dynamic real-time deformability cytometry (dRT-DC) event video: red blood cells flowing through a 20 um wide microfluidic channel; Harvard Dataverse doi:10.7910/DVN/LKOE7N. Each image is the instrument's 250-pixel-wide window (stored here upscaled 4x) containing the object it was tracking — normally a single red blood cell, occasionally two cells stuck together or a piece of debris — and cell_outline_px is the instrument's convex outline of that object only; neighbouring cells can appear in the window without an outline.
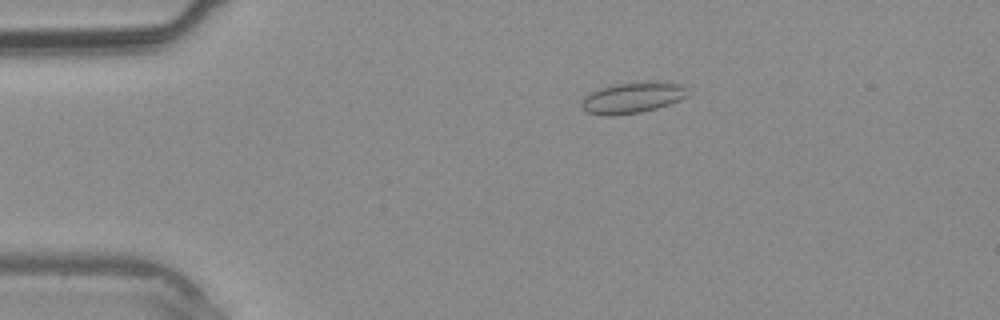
{"species": "common noctule bat (a hibernating species)", "species_latin": "Nyctalus noctula", "temperature_condition": "warm", "stored_images_in_passage": 38, "camera_frame_rate_fps": 3000, "um_per_image_px": 0.085, "animal": {"sex": "male", "body_mass_g": 20.4}, "frame": {"image": 1, "passage_image": 7, "time_ms": 2.0, "image_size_px": [1000, 320], "cell_outline_px": [[688, 96], [680, 100], [656, 108], [640, 112], [608, 116], [584, 112], [580, 108], [580, 104], [584, 96], [588, 92], [600, 88], [616, 84], [652, 80], [656, 80], [680, 84], [688, 88]], "centroid_in_image_um": [53.74, 8.29], "position_along_channel_um": 31.3, "area_um2": 19.54}}
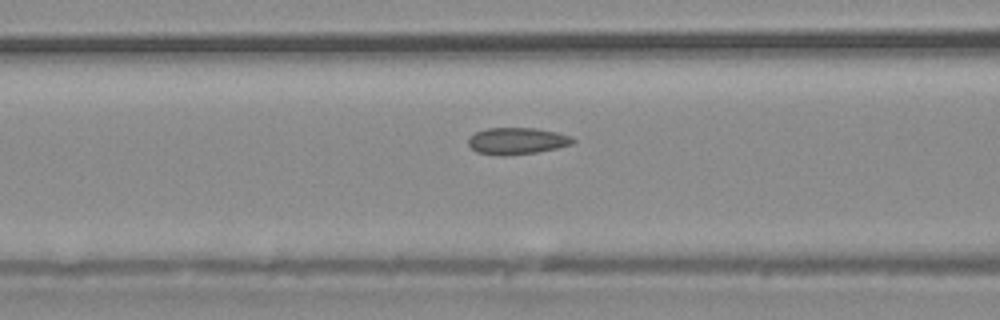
{"frame": {"image": 2, "passage_image": 15, "time_ms": 4.667, "image_size_px": [1000, 320], "cell_outline_px": [[576, 140], [572, 144], [556, 148], [536, 152], [504, 156], [476, 152], [468, 144], [468, 140], [476, 132], [488, 128], [536, 128], [556, 132], [572, 136]], "centroid_in_image_um": [43.96, 11.98], "position_along_channel_um": 122.6, "area_um2": 16.18}}
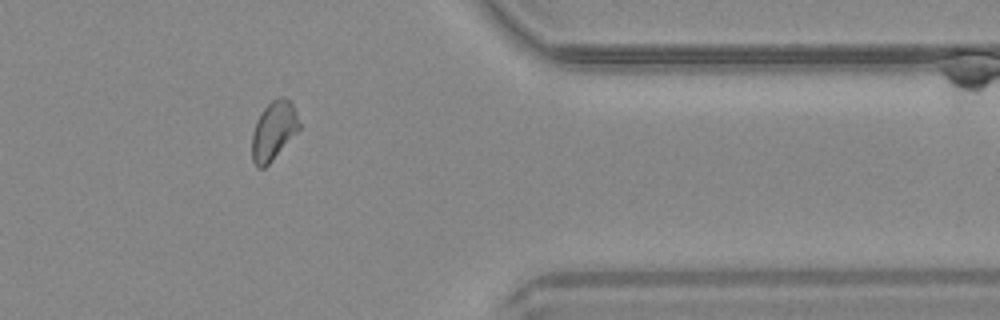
{"frame": {"image": 3, "passage_image": 31, "time_ms": 10.0, "image_size_px": [1000, 320], "cell_outline_px": [[300, 128], [272, 160], [264, 168], [256, 168], [252, 160], [252, 132], [256, 120], [264, 108], [272, 100], [280, 96], [284, 96], [292, 104], [300, 124]], "centroid_in_image_um": [23.23, 11.11], "position_along_channel_um": 388.2, "area_um2": 16.01}}